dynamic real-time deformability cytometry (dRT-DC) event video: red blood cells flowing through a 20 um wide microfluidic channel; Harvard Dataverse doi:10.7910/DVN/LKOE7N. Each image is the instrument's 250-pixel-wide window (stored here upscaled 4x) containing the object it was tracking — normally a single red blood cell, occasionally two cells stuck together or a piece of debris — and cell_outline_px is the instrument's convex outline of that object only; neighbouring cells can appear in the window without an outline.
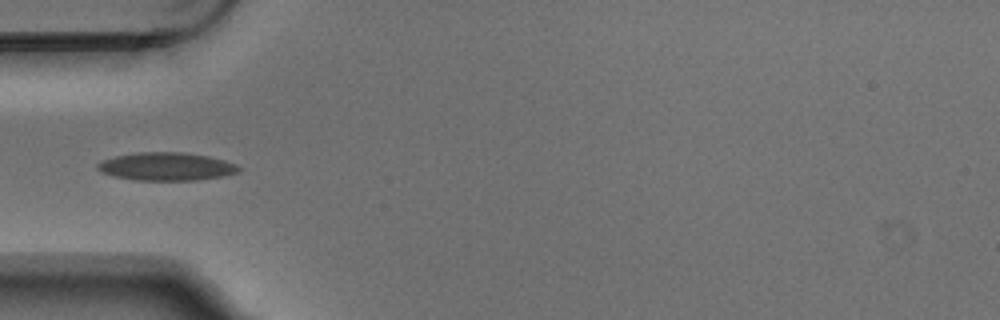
{"species": "Egyptian fruit bat (a non-hibernating species)", "species_latin": "Rousettus aegyptiacus", "temperature_condition": "warm", "stored_images_in_passage": 4, "camera_frame_rate_fps": 3000, "um_per_image_px": 0.085, "animal": {"sex": "male"}, "frame": {"image": 1, "passage_image": 1, "time_ms": 0.0, "image_size_px": [1000, 320], "cell_outline_px": [[244, 168], [240, 172], [224, 176], [196, 180], [136, 180], [112, 176], [100, 172], [96, 168], [96, 164], [100, 160], [116, 156], [140, 152], [184, 152], [208, 156], [224, 160], [236, 164]], "centroid_in_image_um": [14.15, 14.15], "position_along_channel_um": 70.8, "area_um2": 23.35}}
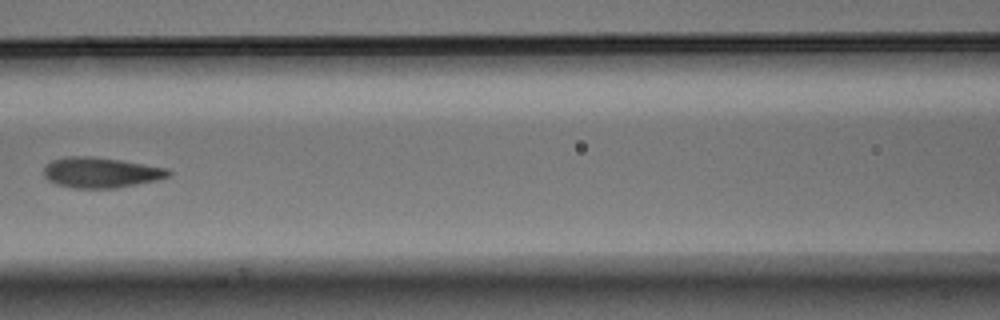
{"frame": {"image": 2, "passage_image": 3, "time_ms": 0.667, "image_size_px": [1000, 320], "cell_outline_px": [[172, 176], [156, 180], [116, 188], [72, 188], [56, 184], [48, 180], [44, 176], [44, 168], [52, 160], [68, 156], [92, 156], [120, 160], [168, 168], [172, 172]], "centroid_in_image_um": [8.59, 14.66], "position_along_channel_um": 158.0, "area_um2": 22.14}}
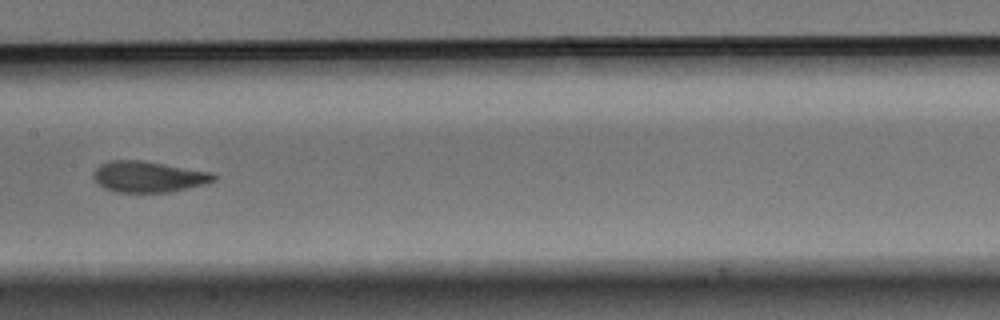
{"frame": {"image": 3, "passage_image": 4, "time_ms": 1.0, "image_size_px": [1000, 320], "cell_outline_px": [[220, 176], [216, 180], [204, 184], [188, 188], [168, 192], [116, 192], [104, 188], [92, 176], [96, 168], [100, 164], [112, 160], [140, 160], [212, 172]], "centroid_in_image_um": [12.65, 15.02], "position_along_channel_um": 194.8, "area_um2": 21.68}}